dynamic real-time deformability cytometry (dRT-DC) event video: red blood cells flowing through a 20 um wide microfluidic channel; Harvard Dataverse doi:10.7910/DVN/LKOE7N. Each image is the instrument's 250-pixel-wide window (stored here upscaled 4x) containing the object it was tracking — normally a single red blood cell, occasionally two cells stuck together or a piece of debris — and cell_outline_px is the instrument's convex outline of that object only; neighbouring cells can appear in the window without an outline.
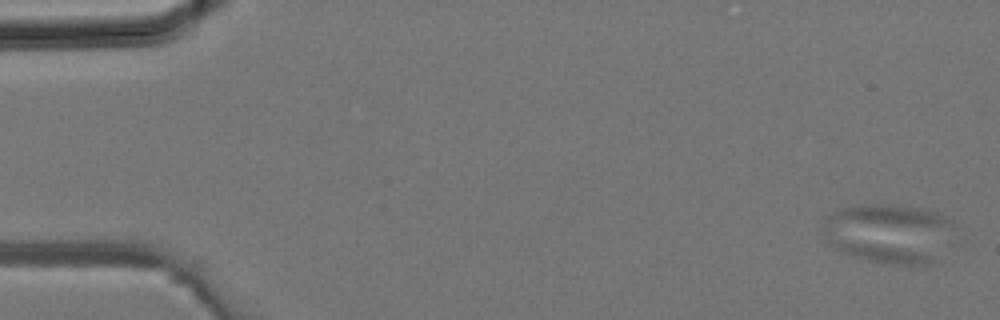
{"species": "common noctule bat (a hibernating species)", "species_latin": "Nyctalus noctula", "temperature_condition": "room temperature", "stored_images_in_passage": 37, "camera_frame_rate_fps": 3000, "um_per_image_px": 0.085, "animal": {"sex": "male", "body_mass_g": 19.2, "forearm_length_mm": 51.8}, "frame": {"image": 1, "passage_image": 1, "time_ms": 0.0, "image_size_px": [1000, 320], "cell_outline_px": [[952, 224], [932, 260], [924, 264], [908, 264], [872, 260], [836, 248], [824, 236], [824, 224], [828, 216], [832, 212], [844, 208], [864, 204], [880, 204], [916, 208], [936, 212], [952, 220]], "centroid_in_image_um": [75.46, 19.77], "position_along_channel_um": 9.5, "area_um2": 42.83}}
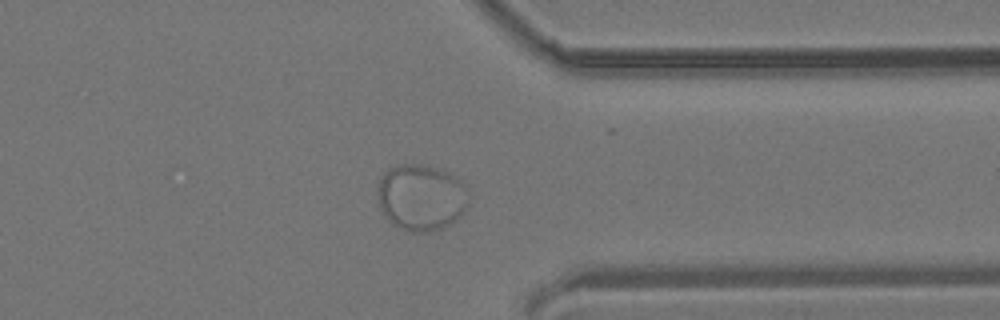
{"frame": {"image": 2, "passage_image": 29, "time_ms": 9.333, "image_size_px": [1000, 320], "cell_outline_px": [[468, 204], [464, 212], [452, 224], [428, 232], [408, 232], [392, 224], [384, 216], [380, 208], [380, 180], [384, 172], [396, 164], [428, 164], [448, 172], [460, 180], [468, 188]], "centroid_in_image_um": [35.84, 16.78], "position_along_channel_um": 375.6, "area_um2": 35.43}}
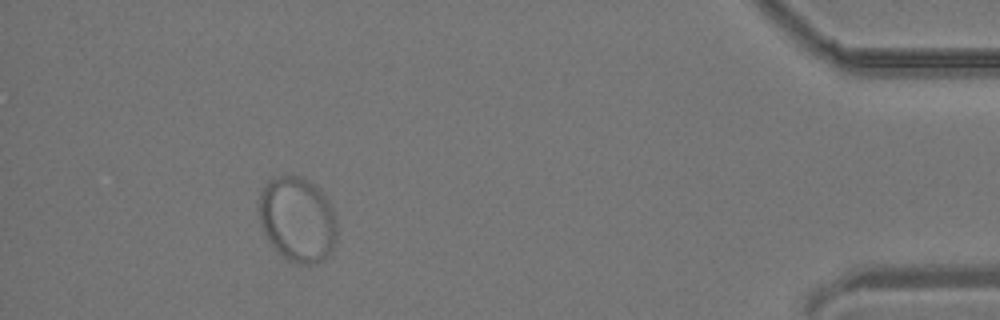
{"frame": {"image": 3, "passage_image": 34, "time_ms": 11.0, "image_size_px": [1000, 320], "cell_outline_px": [[336, 240], [332, 256], [316, 264], [296, 264], [288, 260], [276, 252], [268, 240], [260, 224], [260, 192], [264, 184], [268, 180], [276, 176], [292, 172], [316, 184], [328, 200], [332, 208], [336, 220]], "centroid_in_image_um": [25.3, 18.64], "position_along_channel_um": 409.9, "area_um2": 39.65}}